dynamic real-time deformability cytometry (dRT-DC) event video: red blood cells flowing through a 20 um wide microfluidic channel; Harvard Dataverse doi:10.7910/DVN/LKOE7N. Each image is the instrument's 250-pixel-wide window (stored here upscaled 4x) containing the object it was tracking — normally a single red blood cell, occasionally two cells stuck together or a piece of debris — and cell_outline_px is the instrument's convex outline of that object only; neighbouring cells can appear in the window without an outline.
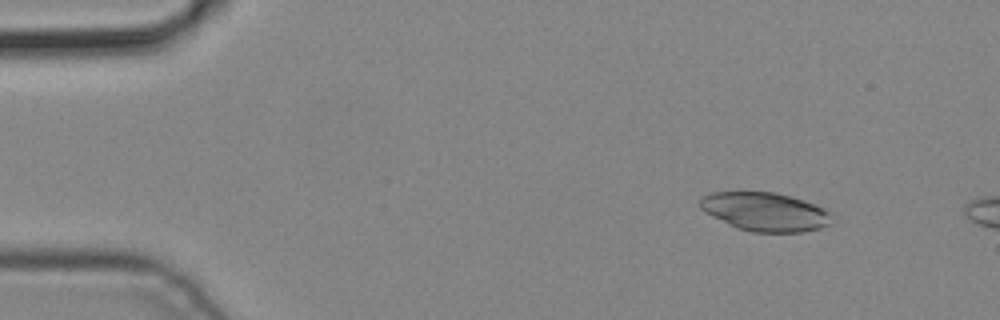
{"species": "common noctule bat (a hibernating species)", "species_latin": "Nyctalus noctula", "temperature_condition": "cold", "stored_images_in_passage": 2, "camera_frame_rate_fps": 3000, "um_per_image_px": 0.085, "animal": {"sex": "male", "body_mass_g": 19.2, "forearm_length_mm": 51.8}, "frame": {"image": 1, "passage_image": 1, "time_ms": 0.0, "image_size_px": [1000, 320], "cell_outline_px": [[832, 212], [828, 224], [820, 228], [800, 232], [752, 232], [736, 228], [704, 212], [700, 208], [700, 196], [712, 192], [776, 192], [792, 196], [804, 200], [824, 208]], "centroid_in_image_um": [65.0, 17.99], "position_along_channel_um": 20.0, "area_um2": 29.77}}